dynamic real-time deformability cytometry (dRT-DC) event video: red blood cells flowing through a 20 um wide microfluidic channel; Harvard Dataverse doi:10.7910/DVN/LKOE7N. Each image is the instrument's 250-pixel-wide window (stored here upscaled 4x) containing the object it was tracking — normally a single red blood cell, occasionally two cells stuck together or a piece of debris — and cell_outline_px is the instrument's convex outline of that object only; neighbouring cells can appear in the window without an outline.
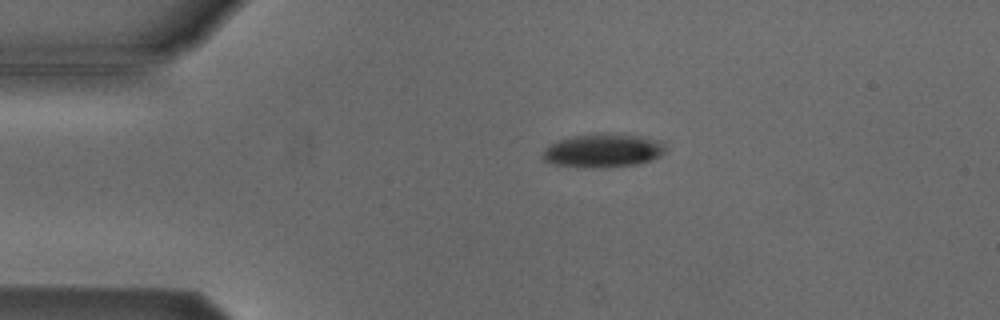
{"species": "Egyptian fruit bat (a non-hibernating species)", "species_latin": "Rousettus aegyptiacus", "temperature_condition": "cold", "stored_images_in_passage": 45, "camera_frame_rate_fps": 3000, "um_per_image_px": 0.085, "animal": {"sex": "male"}, "frame": {"image": 1, "passage_image": 3, "time_ms": 0.667, "image_size_px": [1000, 320], "cell_outline_px": [[664, 152], [660, 156], [652, 160], [640, 164], [592, 168], [556, 164], [544, 160], [540, 156], [540, 152], [548, 144], [556, 140], [572, 136], [596, 132], [608, 132], [640, 136], [664, 140]], "centroid_in_image_um": [51.24, 12.77], "position_along_channel_um": 33.8, "area_um2": 24.68}}
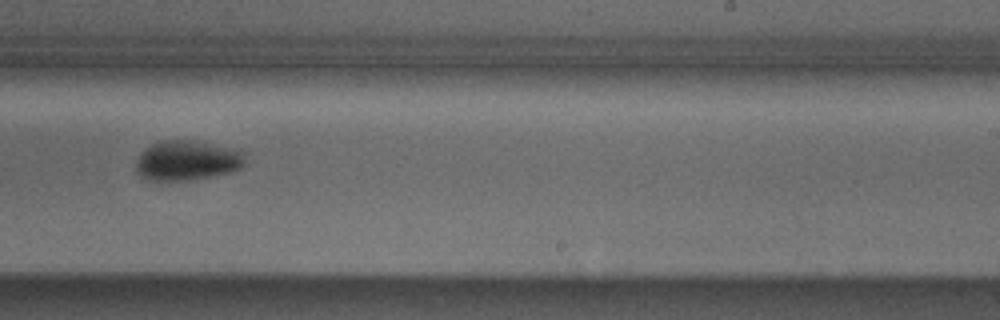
{"frame": {"image": 2, "passage_image": 25, "time_ms": 8.0, "image_size_px": [1000, 320], "cell_outline_px": [[244, 164], [240, 168], [232, 172], [196, 180], [152, 180], [140, 176], [136, 172], [136, 160], [140, 152], [144, 148], [152, 144], [164, 140], [192, 140], [232, 148], [244, 152]], "centroid_in_image_um": [15.89, 13.65], "position_along_channel_um": 273.1, "area_um2": 25.55}}
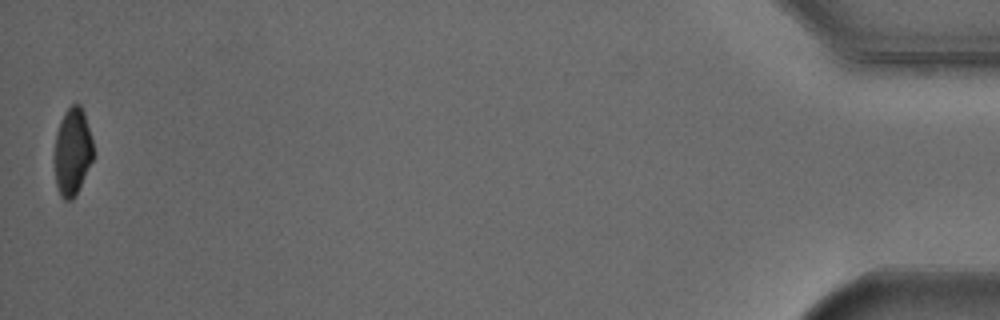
{"frame": {"image": 3, "passage_image": 45, "time_ms": 14.667, "image_size_px": [1000, 320], "cell_outline_px": [[92, 160], [76, 196], [72, 200], [64, 200], [60, 196], [56, 184], [52, 156], [56, 132], [60, 120], [64, 112], [72, 104], [80, 104], [84, 112], [92, 140]], "centroid_in_image_um": [6.11, 12.91], "position_along_channel_um": 429.1, "area_um2": 20.17}, "authors_computed_cell_mechanics": {"area_um2": 24.6806, "velocity_mm_per_s": 3.8341, "shape_relaxation_time_tau1_ms": 3.5857, "shape_relaxation_time_tau2_ms": null, "deformation_change_tau1": 0.12, "deformation_change_tau2": null}}